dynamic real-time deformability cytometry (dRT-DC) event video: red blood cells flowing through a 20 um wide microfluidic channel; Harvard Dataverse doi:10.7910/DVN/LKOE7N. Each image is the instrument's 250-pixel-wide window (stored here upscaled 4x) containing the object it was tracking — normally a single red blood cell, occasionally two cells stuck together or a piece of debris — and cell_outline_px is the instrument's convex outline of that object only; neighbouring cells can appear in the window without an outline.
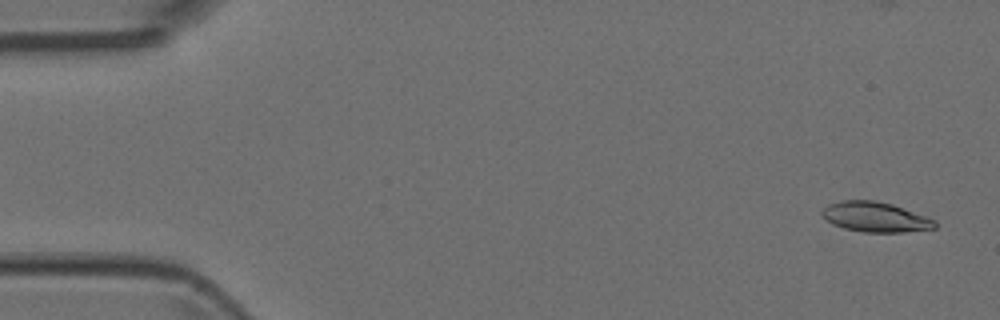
{"species": "Egyptian fruit bat (a non-hibernating species)", "species_latin": "Rousettus aegyptiacus", "temperature_condition": "room temperature", "stored_images_in_passage": 4, "camera_frame_rate_fps": 3000, "um_per_image_px": 0.085, "animal": {"sex": "female"}, "frame": {"image": 1, "passage_image": 1, "time_ms": 0.0, "image_size_px": [1000, 320], "cell_outline_px": [[936, 228], [904, 232], [864, 232], [844, 228], [832, 224], [820, 212], [828, 204], [840, 200], [876, 200], [892, 204], [936, 220]], "centroid_in_image_um": [74.4, 18.44], "position_along_channel_um": 10.6, "area_um2": 19.65}}
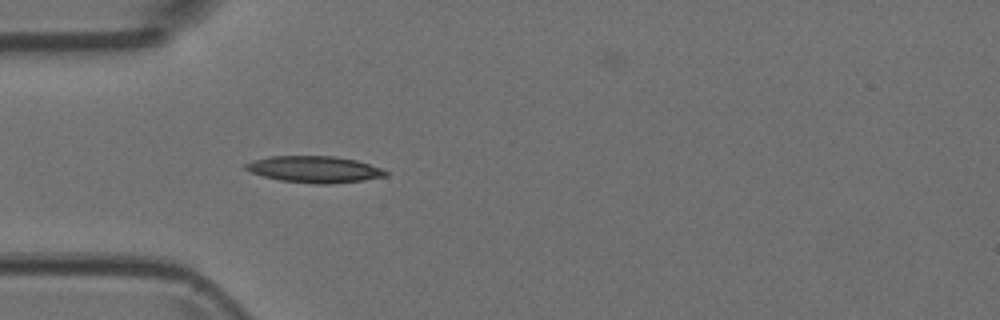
{"frame": {"image": 2, "passage_image": 4, "time_ms": 1.0, "image_size_px": [1000, 320], "cell_outline_px": [[388, 176], [364, 180], [328, 184], [316, 184], [280, 180], [264, 176], [252, 172], [244, 168], [244, 164], [268, 156], [336, 156], [356, 160], [384, 168], [388, 172]], "centroid_in_image_um": [26.79, 14.39], "position_along_channel_um": 58.2, "area_um2": 21.68}}